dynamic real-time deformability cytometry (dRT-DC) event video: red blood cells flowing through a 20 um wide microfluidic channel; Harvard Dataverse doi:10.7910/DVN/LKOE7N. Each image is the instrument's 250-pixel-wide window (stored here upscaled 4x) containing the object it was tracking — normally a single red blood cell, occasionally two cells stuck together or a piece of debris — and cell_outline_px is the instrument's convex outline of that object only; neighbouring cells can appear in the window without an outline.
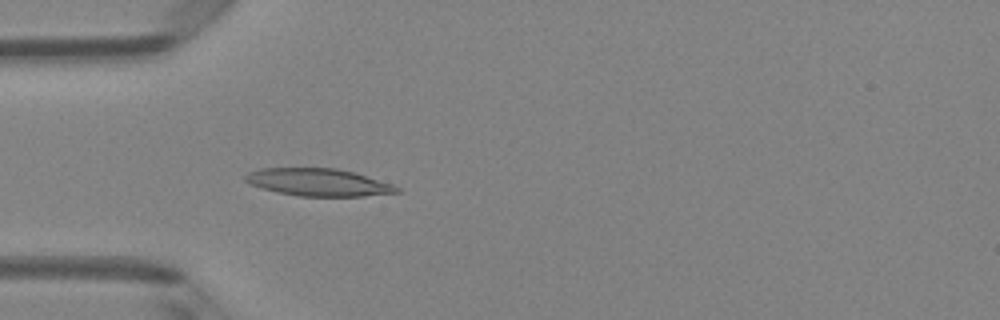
{"species": "Egyptian fruit bat (a non-hibernating species)", "species_latin": "Rousettus aegyptiacus", "temperature_condition": "room temperature", "stored_images_in_passage": 49, "camera_frame_rate_fps": 3000, "um_per_image_px": 0.085, "animal": {"sex": "female"}, "frame": {"image": 1, "passage_image": 15, "time_ms": 4.667, "image_size_px": [1000, 320], "cell_outline_px": [[400, 192], [364, 196], [300, 196], [276, 192], [252, 184], [244, 180], [244, 176], [248, 172], [260, 168], [336, 168], [352, 172], [392, 184], [400, 188]], "centroid_in_image_um": [27.05, 15.49], "position_along_channel_um": 58.0, "area_um2": 23.99}}
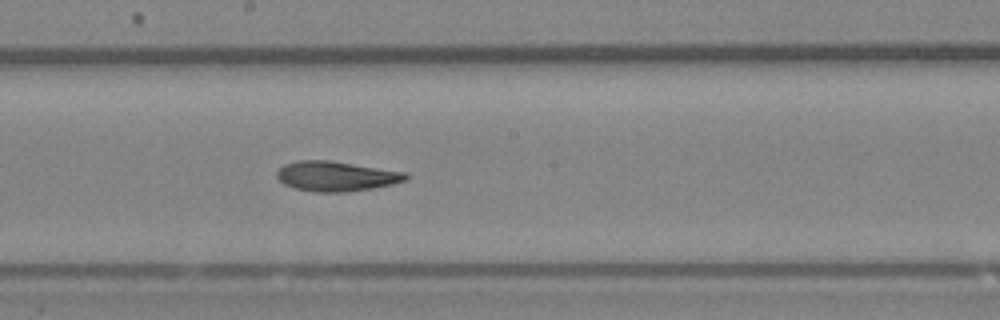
{"frame": {"image": 2, "passage_image": 27, "time_ms": 8.667, "image_size_px": [1000, 320], "cell_outline_px": [[408, 180], [392, 184], [372, 188], [348, 192], [316, 192], [296, 188], [284, 184], [276, 176], [276, 172], [284, 164], [300, 160], [328, 160], [404, 172], [408, 176]], "centroid_in_image_um": [28.56, 14.98], "position_along_channel_um": 219.6, "area_um2": 22.25}}
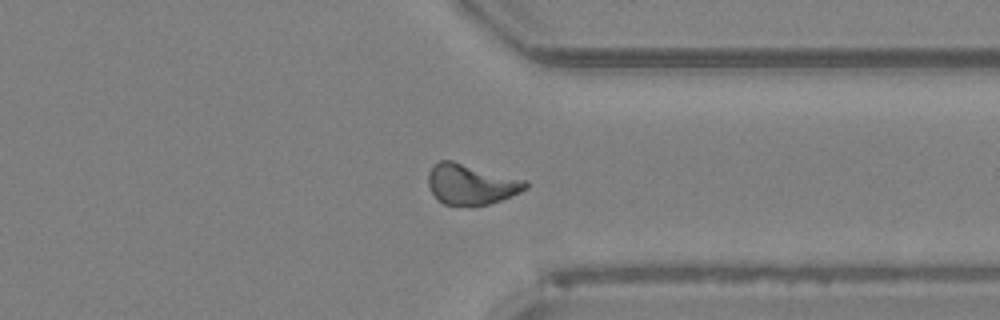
{"frame": {"image": 3, "passage_image": 38, "time_ms": 12.333, "image_size_px": [1000, 320], "cell_outline_px": [[528, 188], [520, 192], [500, 200], [488, 204], [472, 208], [468, 208], [444, 204], [432, 192], [428, 184], [428, 172], [432, 164], [440, 160], [452, 160], [528, 180]], "centroid_in_image_um": [40.05, 15.67], "position_along_channel_um": 371.4, "area_um2": 23.52}, "authors_computed_cell_mechanics": {"area_um2": 22.6576, "velocity_mm_per_s": 4.1557, "shape_relaxation_time_tau1_ms": 6.6905, "shape_relaxation_time_tau2_ms": 3.0506, "deformation_change_tau1": 0.2148, "deformation_change_tau2": 0.1114}}